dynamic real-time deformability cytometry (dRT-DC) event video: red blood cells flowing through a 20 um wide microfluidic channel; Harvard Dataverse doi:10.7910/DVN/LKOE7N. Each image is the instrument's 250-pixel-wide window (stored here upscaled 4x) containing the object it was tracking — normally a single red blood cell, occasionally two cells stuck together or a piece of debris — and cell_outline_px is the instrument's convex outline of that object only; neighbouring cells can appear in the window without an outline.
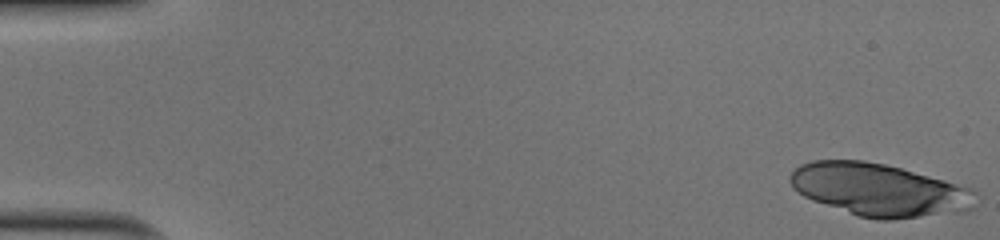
{"species": "human", "species_latin": "Homo sapiens", "temperature_condition": "cold", "stored_images_in_passage": 50, "camera_frame_rate_fps": 3000, "um_per_image_px": 0.085, "donor": {"sex": "male"}, "frame": {"image": 1, "passage_image": 1, "time_ms": 0.0, "image_size_px": [1000, 240], "cell_outline_px": [[976, 192], [972, 208], [968, 212], [892, 220], [876, 220], [856, 216], [812, 200], [804, 196], [792, 188], [788, 180], [788, 176], [800, 164], [812, 160], [864, 160], [884, 164], [900, 168], [944, 180], [972, 188]], "centroid_in_image_um": [74.72, 16.15], "position_along_channel_um": 10.3, "area_um2": 57.4}}
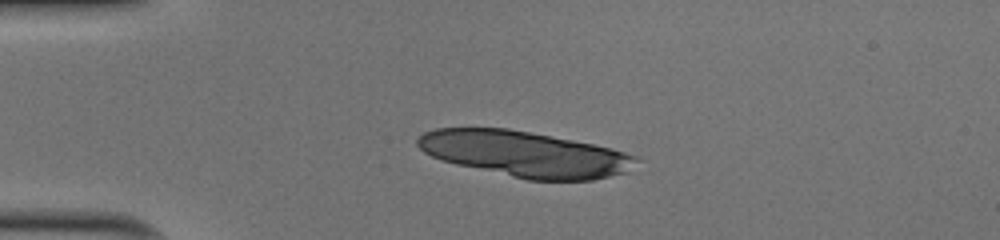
{"frame": {"image": 2, "passage_image": 12, "time_ms": 3.667, "image_size_px": [1000, 240], "cell_outline_px": [[640, 160], [628, 172], [592, 180], [528, 180], [456, 164], [432, 156], [424, 152], [416, 144], [416, 140], [424, 132], [436, 128], [508, 128], [572, 140], [612, 148], [636, 156]], "centroid_in_image_um": [44.63, 13.09], "position_along_channel_um": 40.4, "area_um2": 57.86}}